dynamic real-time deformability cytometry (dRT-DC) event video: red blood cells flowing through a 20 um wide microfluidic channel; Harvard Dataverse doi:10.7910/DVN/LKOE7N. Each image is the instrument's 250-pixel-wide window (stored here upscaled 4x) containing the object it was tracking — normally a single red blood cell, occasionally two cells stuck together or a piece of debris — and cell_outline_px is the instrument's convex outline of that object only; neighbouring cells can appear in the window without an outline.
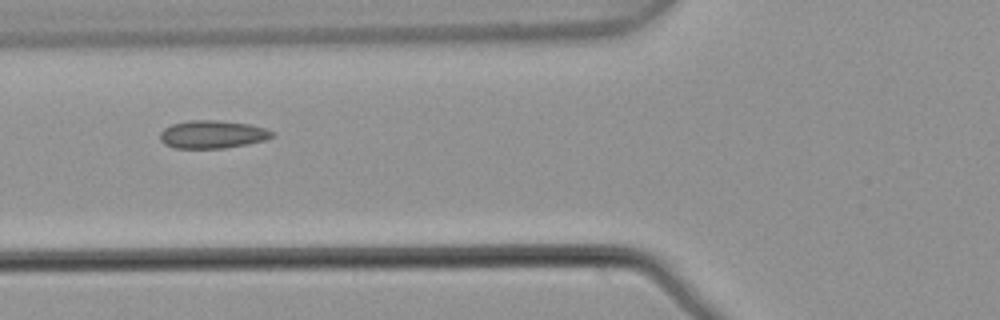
{"species": "common noctule bat (a hibernating species)", "species_latin": "Nyctalus noctula", "temperature_condition": "warm", "stored_images_in_passage": 5, "camera_frame_rate_fps": 3000, "um_per_image_px": 0.085, "animal": {"sex": "male", "body_mass_g": 21.5, "forearm_length_mm": 52.0}, "frame": {"image": 1, "passage_image": 3, "time_ms": 0.667, "image_size_px": [1000, 320], "cell_outline_px": [[276, 136], [264, 140], [248, 144], [224, 148], [172, 148], [164, 144], [160, 140], [160, 132], [164, 128], [172, 124], [188, 120], [216, 120], [248, 124], [264, 128], [276, 132]], "centroid_in_image_um": [18.06, 11.42], "position_along_channel_um": 107.7, "area_um2": 18.38}}
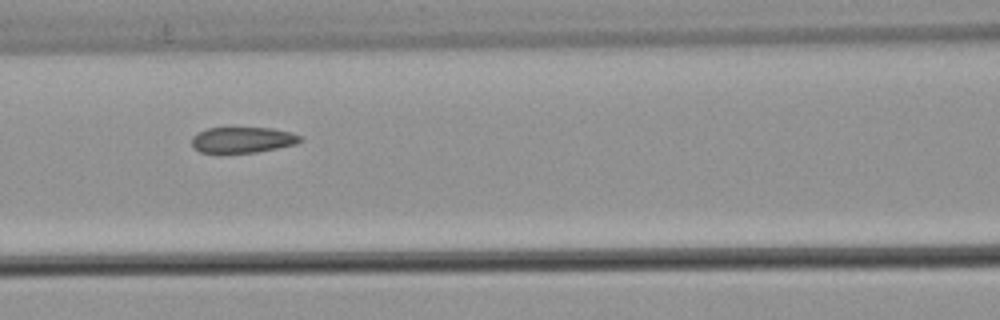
{"frame": {"image": 2, "passage_image": 4, "time_ms": 1.0, "image_size_px": [1000, 320], "cell_outline_px": [[304, 140], [296, 144], [256, 152], [200, 152], [192, 148], [192, 136], [196, 132], [208, 128], [272, 128], [304, 136]], "centroid_in_image_um": [20.62, 11.88], "position_along_channel_um": 146.0, "area_um2": 16.3}}